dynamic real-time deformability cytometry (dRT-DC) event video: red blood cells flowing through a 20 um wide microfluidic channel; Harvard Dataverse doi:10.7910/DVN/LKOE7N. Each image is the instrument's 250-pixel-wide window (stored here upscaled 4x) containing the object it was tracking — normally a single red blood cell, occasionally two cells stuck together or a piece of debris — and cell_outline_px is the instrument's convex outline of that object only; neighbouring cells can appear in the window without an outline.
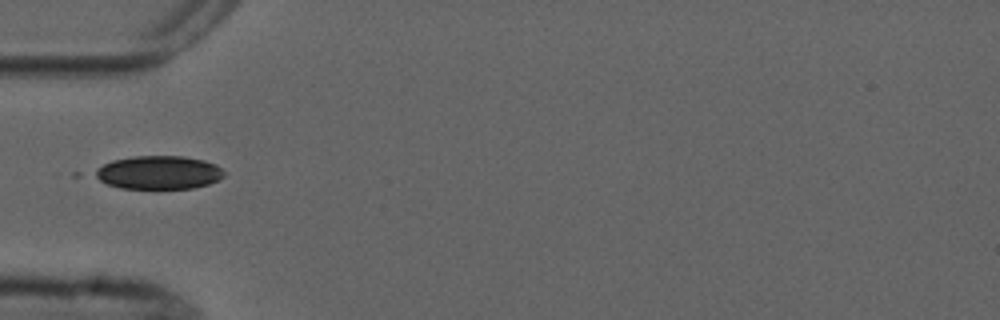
{"species": "common noctule bat (a hibernating species)", "species_latin": "Nyctalus noctula", "temperature_condition": "cold", "stored_images_in_passage": 8, "camera_frame_rate_fps": 3000, "um_per_image_px": 0.085, "animal": {"sex": "male", "forearm_length_mm": 52.5}, "frame": {"image": 1, "passage_image": 5, "time_ms": 4.667, "image_size_px": [1000, 320], "cell_outline_px": [[224, 176], [208, 184], [192, 188], [120, 188], [108, 184], [92, 176], [88, 172], [112, 160], [132, 156], [184, 156], [204, 160], [216, 164], [224, 172]], "centroid_in_image_um": [13.42, 14.65], "position_along_channel_um": 71.6, "area_um2": 25.26}}
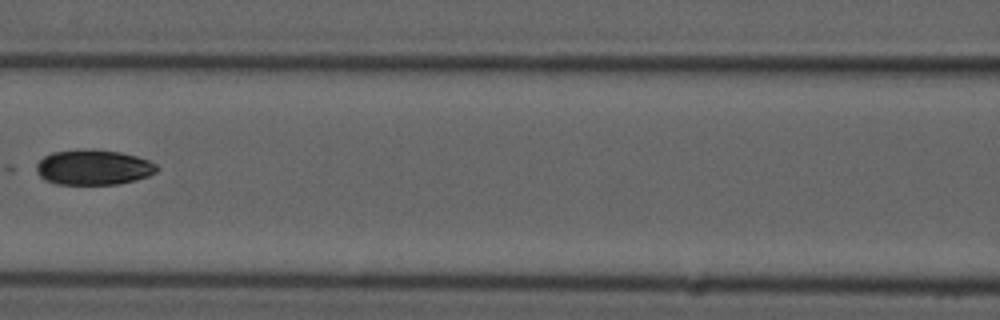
{"frame": {"image": 2, "passage_image": 7, "time_ms": 7.0, "image_size_px": [1000, 320], "cell_outline_px": [[160, 168], [156, 172], [148, 176], [136, 180], [116, 184], [56, 184], [44, 180], [36, 172], [36, 164], [44, 156], [52, 152], [120, 152], [136, 156], [148, 160], [156, 164]], "centroid_in_image_um": [7.95, 14.27], "position_along_channel_um": 158.6, "area_um2": 23.93}}
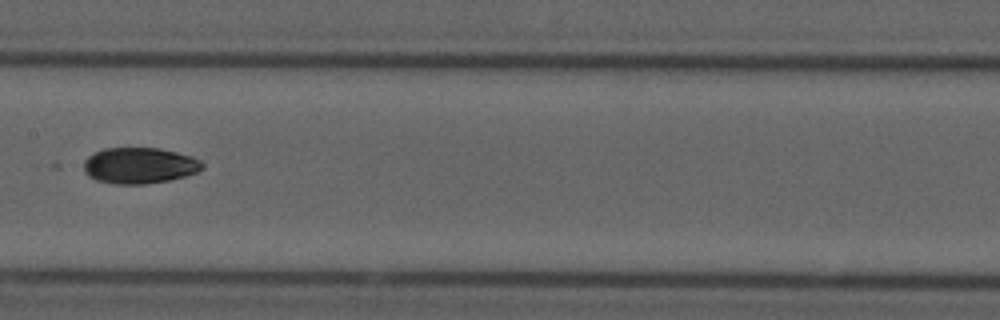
{"frame": {"image": 3, "passage_image": 8, "time_ms": 8.0, "image_size_px": [1000, 320], "cell_outline_px": [[204, 168], [196, 172], [184, 176], [168, 180], [144, 184], [116, 184], [96, 180], [88, 176], [84, 172], [84, 160], [88, 156], [104, 148], [160, 148], [192, 156], [200, 160], [204, 164]], "centroid_in_image_um": [11.85, 14.07], "position_along_channel_um": 195.6, "area_um2": 24.91}}